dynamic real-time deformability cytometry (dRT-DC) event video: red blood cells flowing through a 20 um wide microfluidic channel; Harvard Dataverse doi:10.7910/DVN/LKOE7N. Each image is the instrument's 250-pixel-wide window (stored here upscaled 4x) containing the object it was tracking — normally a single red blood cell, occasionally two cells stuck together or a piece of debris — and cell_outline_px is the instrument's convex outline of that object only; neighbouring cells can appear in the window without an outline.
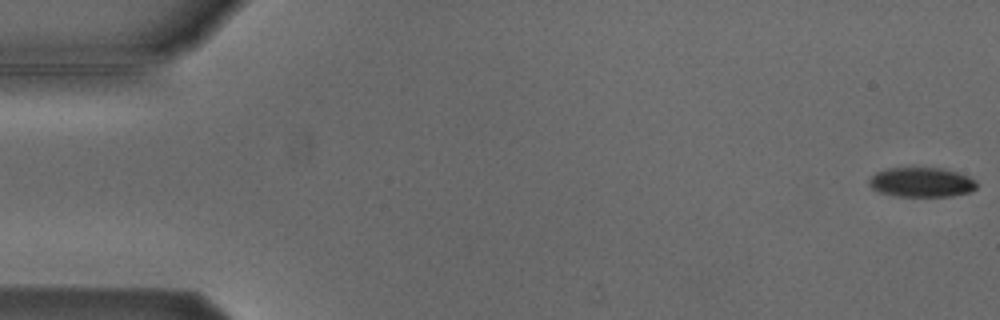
{"species": "Egyptian fruit bat (a non-hibernating species)", "species_latin": "Rousettus aegyptiacus", "temperature_condition": "cold", "stored_images_in_passage": 5, "camera_frame_rate_fps": 3000, "um_per_image_px": 0.085, "animal": {"sex": "male"}, "frame": {"image": 1, "passage_image": 1, "time_ms": 0.0, "image_size_px": [1000, 320], "cell_outline_px": [[976, 188], [972, 192], [952, 196], [896, 196], [880, 192], [872, 188], [868, 184], [868, 180], [876, 172], [888, 168], [944, 168], [968, 176], [976, 180]], "centroid_in_image_um": [78.34, 15.49], "position_along_channel_um": 6.7, "area_um2": 18.61}}
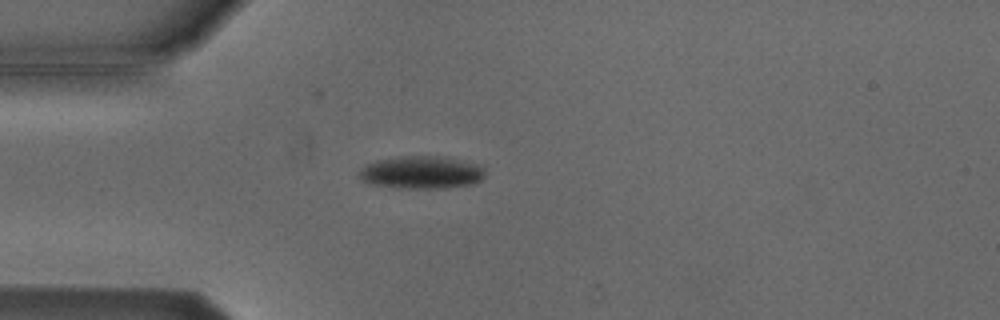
{"frame": {"image": 2, "passage_image": 5, "time_ms": 4.667, "image_size_px": [1000, 320], "cell_outline_px": [[484, 176], [480, 180], [472, 184], [448, 188], [396, 188], [368, 184], [360, 180], [356, 176], [360, 168], [376, 160], [400, 156], [444, 156], [484, 164]], "centroid_in_image_um": [35.82, 14.65], "position_along_channel_um": 49.2, "area_um2": 24.68}}